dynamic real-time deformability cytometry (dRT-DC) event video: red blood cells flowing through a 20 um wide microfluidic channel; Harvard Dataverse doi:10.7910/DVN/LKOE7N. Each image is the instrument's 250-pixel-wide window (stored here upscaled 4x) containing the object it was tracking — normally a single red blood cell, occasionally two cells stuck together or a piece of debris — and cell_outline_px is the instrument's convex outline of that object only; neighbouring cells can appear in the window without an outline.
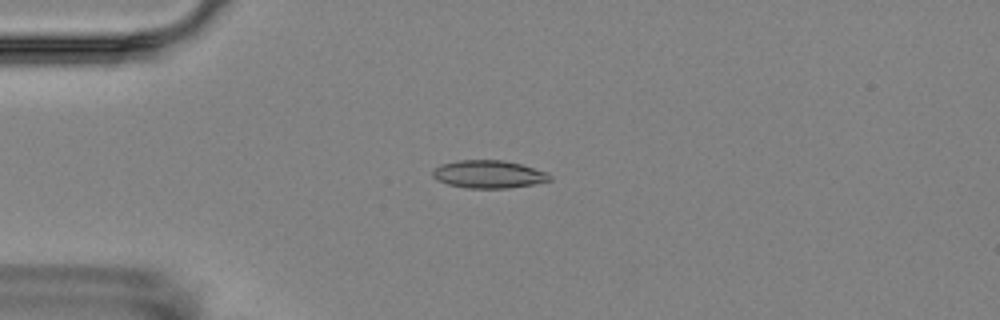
{"species": "Egyptian fruit bat (a non-hibernating species)", "species_latin": "Rousettus aegyptiacus", "temperature_condition": "room temperature", "stored_images_in_passage": 15, "camera_frame_rate_fps": 3000, "um_per_image_px": 0.085, "animal": {"sex": "female"}, "frame": {"image": 1, "passage_image": 3, "time_ms": 2.333, "image_size_px": [1000, 320], "cell_outline_px": [[552, 180], [532, 184], [508, 188], [468, 188], [448, 184], [436, 180], [432, 176], [432, 172], [440, 164], [456, 160], [504, 160], [520, 164], [544, 172], [552, 176]], "centroid_in_image_um": [41.49, 14.81], "position_along_channel_um": 43.5, "area_um2": 18.84}}
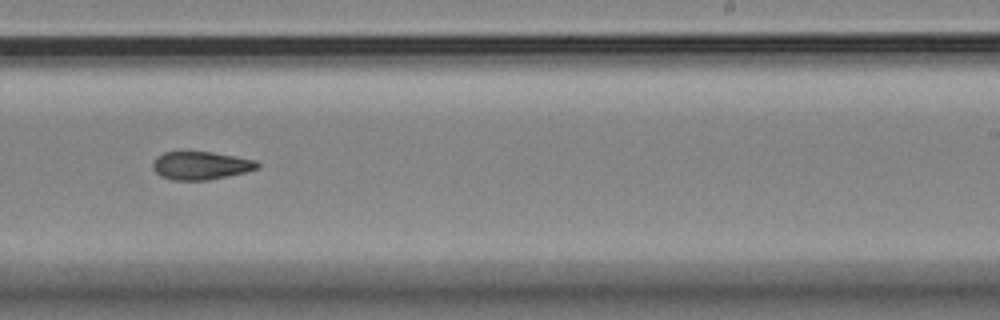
{"frame": {"image": 2, "passage_image": 9, "time_ms": 9.333, "image_size_px": [1000, 320], "cell_outline_px": [[260, 168], [228, 176], [208, 180], [172, 180], [160, 176], [152, 168], [152, 164], [156, 156], [164, 152], [212, 152], [236, 156], [256, 160], [260, 164]], "centroid_in_image_um": [17.07, 14.07], "position_along_channel_um": 271.9, "area_um2": 17.22}}
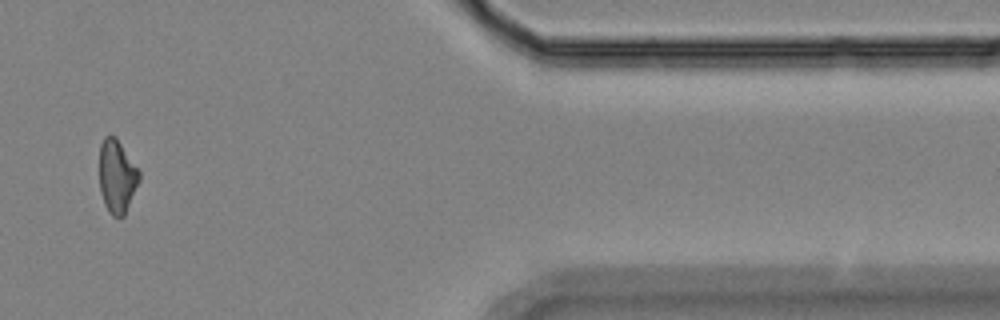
{"frame": {"image": 3, "passage_image": 13, "time_ms": 14.0, "image_size_px": [1000, 320], "cell_outline_px": [[140, 180], [124, 216], [112, 216], [108, 212], [104, 204], [100, 192], [100, 144], [104, 136], [116, 136], [140, 172]], "centroid_in_image_um": [9.94, 15.0], "position_along_channel_um": 401.5, "area_um2": 16.99}, "authors_computed_cell_mechanics": {"area_um2": 17.8024, "velocity_mm_per_s": 3.57, "shape_relaxation_time_tau1_ms": 4.1513, "shape_relaxation_time_tau2_ms": 3.5593, "deformation_change_tau1": 0.1182, "deformation_change_tau2": 0.0839}}